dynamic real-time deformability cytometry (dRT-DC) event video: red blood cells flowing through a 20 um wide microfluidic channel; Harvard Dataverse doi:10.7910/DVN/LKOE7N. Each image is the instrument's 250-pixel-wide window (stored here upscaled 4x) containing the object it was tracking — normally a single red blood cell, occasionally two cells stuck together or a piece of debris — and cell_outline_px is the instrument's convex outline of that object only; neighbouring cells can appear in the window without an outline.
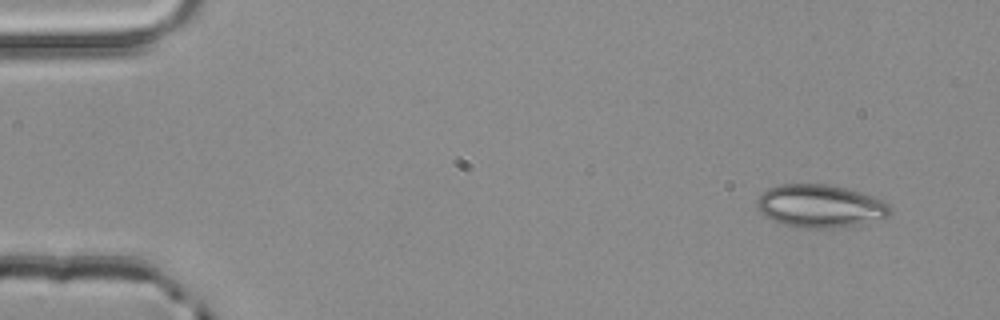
{"species": "common noctule bat (a hibernating species)", "species_latin": "Nyctalus noctula", "temperature_condition": "room temperature", "stored_images_in_passage": 3, "camera_frame_rate_fps": 3000, "um_per_image_px": 0.085, "animal": {"sex": "male", "body_mass_g": 20.4}, "frame": {"image": 1, "passage_image": 1, "time_ms": 0.0, "image_size_px": [1000, 320], "cell_outline_px": [[892, 208], [888, 216], [864, 224], [828, 228], [808, 228], [784, 224], [764, 216], [756, 208], [756, 200], [768, 188], [780, 184], [828, 184], [860, 192], [872, 196], [888, 204]], "centroid_in_image_um": [69.7, 17.51], "position_along_channel_um": 15.3, "area_um2": 33.12}}